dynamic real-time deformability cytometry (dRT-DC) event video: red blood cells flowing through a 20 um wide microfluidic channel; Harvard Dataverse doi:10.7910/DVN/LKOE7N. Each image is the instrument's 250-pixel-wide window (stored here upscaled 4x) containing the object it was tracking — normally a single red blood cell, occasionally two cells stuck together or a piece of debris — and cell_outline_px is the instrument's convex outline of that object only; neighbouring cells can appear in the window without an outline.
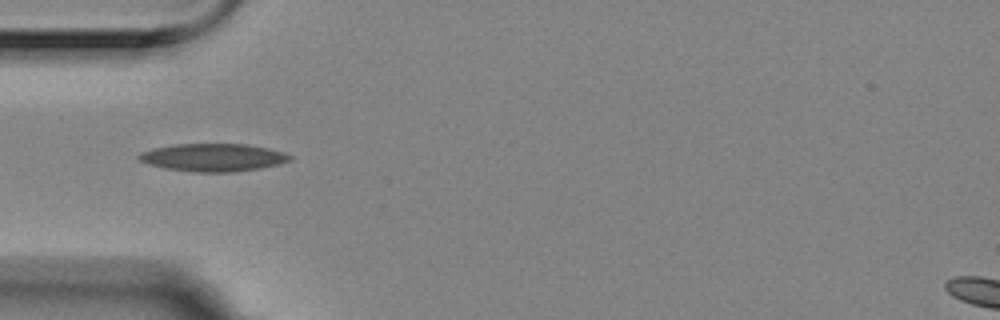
{"species": "Egyptian fruit bat (a non-hibernating species)", "species_latin": "Rousettus aegyptiacus", "temperature_condition": "room temperature", "stored_images_in_passage": 4, "camera_frame_rate_fps": 3000, "um_per_image_px": 0.085, "animal": {"sex": "female"}, "frame": {"image": 1, "passage_image": 3, "time_ms": 0.667, "image_size_px": [1000, 320], "cell_outline_px": [[292, 160], [280, 164], [260, 168], [232, 172], [196, 172], [164, 168], [148, 164], [140, 160], [136, 156], [140, 152], [152, 148], [172, 144], [248, 144], [268, 148], [284, 152], [292, 156]], "centroid_in_image_um": [18.11, 13.38], "position_along_channel_um": 66.9, "area_um2": 24.62}}
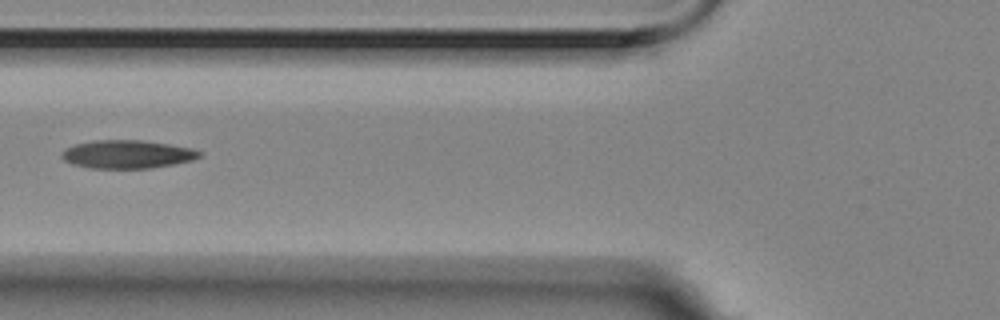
{"frame": {"image": 2, "passage_image": 4, "time_ms": 1.0, "image_size_px": [1000, 320], "cell_outline_px": [[204, 152], [200, 156], [192, 160], [152, 168], [88, 168], [72, 164], [64, 160], [60, 156], [60, 152], [64, 148], [76, 144], [96, 140], [140, 140], [168, 144], [192, 148]], "centroid_in_image_um": [10.78, 13.11], "position_along_channel_um": 115.0, "area_um2": 22.72}}